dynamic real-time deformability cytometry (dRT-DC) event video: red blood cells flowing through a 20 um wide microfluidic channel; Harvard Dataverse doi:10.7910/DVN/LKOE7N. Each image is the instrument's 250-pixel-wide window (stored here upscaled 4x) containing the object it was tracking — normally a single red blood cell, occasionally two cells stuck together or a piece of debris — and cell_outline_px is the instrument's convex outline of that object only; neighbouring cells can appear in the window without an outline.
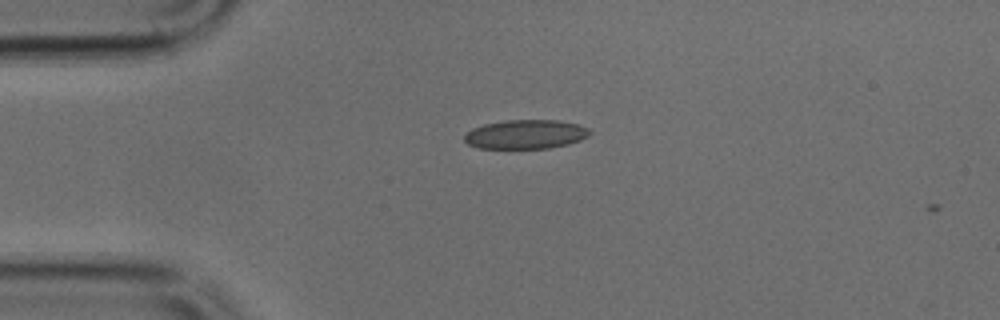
{"species": "common noctule bat (a hibernating species)", "species_latin": "Nyctalus noctula", "temperature_condition": "cold", "stored_images_in_passage": 3, "camera_frame_rate_fps": 3000, "um_per_image_px": 0.085, "animal": {"sex": "male", "body_mass_g": 17.9, "forearm_length_mm": 54.2}, "frame": {"image": 1, "passage_image": 1, "time_ms": 0.0, "image_size_px": [1000, 320], "cell_outline_px": [[592, 132], [588, 136], [580, 140], [568, 144], [548, 148], [480, 148], [468, 144], [464, 140], [464, 136], [472, 128], [484, 124], [504, 120], [556, 120], [576, 124], [588, 128]], "centroid_in_image_um": [44.68, 11.41], "position_along_channel_um": 40.3, "area_um2": 21.15}}